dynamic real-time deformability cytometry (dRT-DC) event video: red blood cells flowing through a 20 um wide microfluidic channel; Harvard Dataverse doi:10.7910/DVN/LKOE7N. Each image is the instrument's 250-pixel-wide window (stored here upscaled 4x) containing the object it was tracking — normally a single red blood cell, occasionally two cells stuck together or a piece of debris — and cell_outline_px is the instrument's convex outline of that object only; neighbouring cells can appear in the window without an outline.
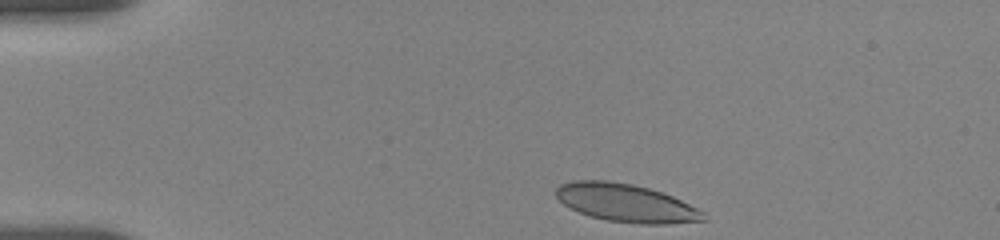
{"species": "human", "species_latin": "Homo sapiens", "temperature_condition": "room temperature", "stored_images_in_passage": 17, "camera_frame_rate_fps": 3000, "um_per_image_px": 0.085, "donor": {"sex": "female"}, "frame": {"image": 1, "passage_image": 1, "time_ms": 0.0, "image_size_px": [1000, 240], "cell_outline_px": [[708, 220], [668, 224], [640, 224], [608, 220], [588, 216], [564, 204], [556, 196], [556, 188], [560, 184], [572, 180], [608, 180], [632, 184], [648, 188], [672, 196], [704, 212]], "centroid_in_image_um": [53.21, 17.25], "position_along_channel_um": 31.8, "area_um2": 32.54}}
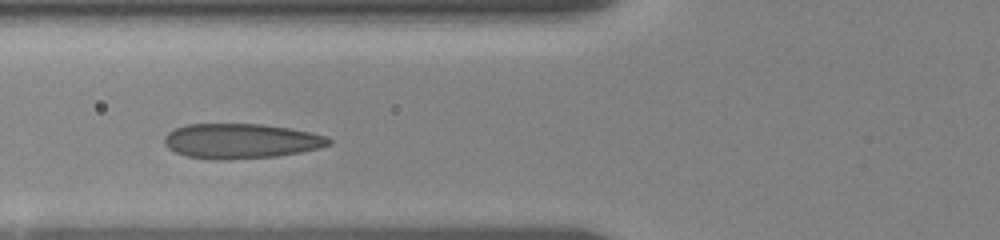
{"frame": {"image": 2, "passage_image": 11, "time_ms": 3.667, "image_size_px": [1000, 240], "cell_outline_px": [[332, 144], [320, 148], [300, 152], [276, 156], [224, 160], [216, 160], [188, 156], [176, 152], [168, 148], [164, 144], [164, 136], [168, 132], [176, 128], [188, 124], [264, 124], [312, 132], [328, 136], [332, 140]], "centroid_in_image_um": [20.51, 11.98], "position_along_channel_um": 105.3, "area_um2": 33.58}}
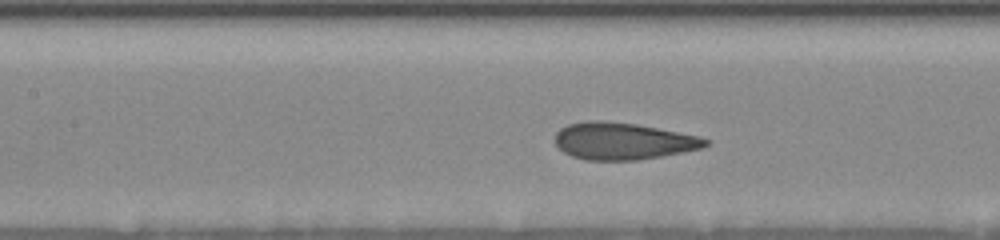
{"frame": {"image": 3, "passage_image": 15, "time_ms": 5.0, "image_size_px": [1000, 240], "cell_outline_px": [[708, 144], [704, 148], [660, 156], [636, 160], [584, 160], [572, 156], [564, 152], [552, 140], [556, 132], [560, 128], [568, 124], [584, 120], [596, 120], [636, 124], [700, 136], [708, 140]], "centroid_in_image_um": [52.9, 11.99], "position_along_channel_um": 154.5, "area_um2": 32.48}}